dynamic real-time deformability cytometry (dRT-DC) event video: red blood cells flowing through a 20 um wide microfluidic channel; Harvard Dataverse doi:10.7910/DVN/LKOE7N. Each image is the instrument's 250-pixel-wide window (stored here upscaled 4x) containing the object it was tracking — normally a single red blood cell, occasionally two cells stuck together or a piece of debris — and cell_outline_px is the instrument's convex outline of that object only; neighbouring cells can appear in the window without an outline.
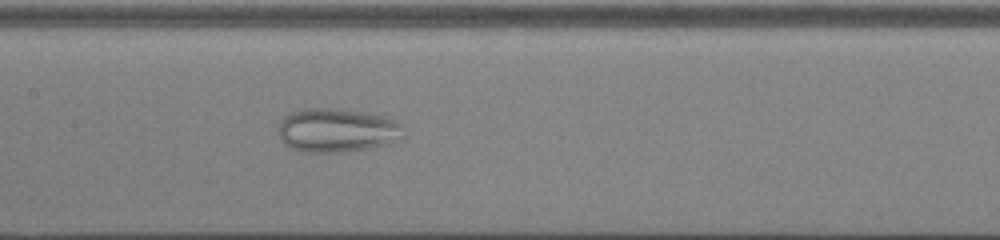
{"species": "common noctule bat (a hibernating species)", "species_latin": "Nyctalus noctula", "temperature_condition": "cold", "stored_images_in_passage": 53, "camera_frame_rate_fps": 3000, "um_per_image_px": 0.085, "animal": {"sex": "male", "body_mass_g": 13.0, "forearm_length_mm": 53.1}, "frame": {"image": 1, "passage_image": 27, "time_ms": 8.667, "image_size_px": [1000, 240], "cell_outline_px": [[404, 136], [400, 140], [388, 144], [372, 148], [344, 152], [308, 152], [292, 148], [284, 144], [280, 136], [280, 120], [284, 116], [292, 112], [304, 108], [328, 108], [364, 112], [384, 116], [400, 124], [404, 128]], "centroid_in_image_um": [28.68, 11.08], "position_along_channel_um": 178.7, "area_um2": 32.02}}
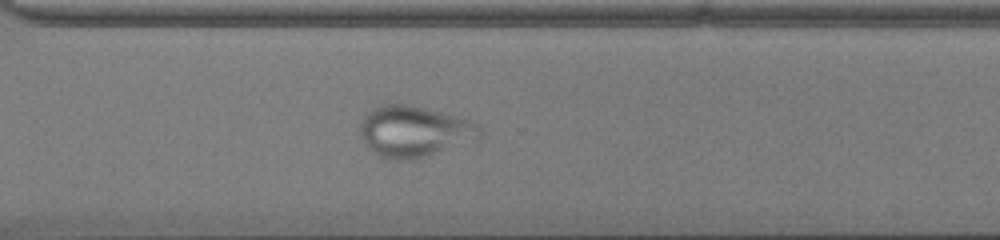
{"frame": {"image": 2, "passage_image": 39, "time_ms": 12.667, "image_size_px": [1000, 240], "cell_outline_px": [[480, 140], [428, 156], [408, 160], [392, 160], [380, 156], [372, 152], [368, 148], [360, 136], [360, 124], [364, 116], [372, 108], [384, 104], [404, 104], [440, 112], [472, 120], [480, 128]], "centroid_in_image_um": [35.22, 11.2], "position_along_channel_um": 335.4, "area_um2": 35.84}}
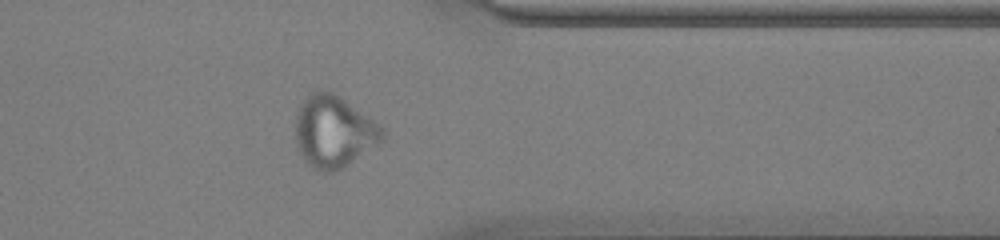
{"frame": {"image": 3, "passage_image": 43, "time_ms": 14.0, "image_size_px": [1000, 240], "cell_outline_px": [[384, 140], [340, 168], [332, 172], [320, 172], [312, 168], [304, 160], [296, 144], [296, 112], [300, 104], [312, 92], [332, 92], [380, 124], [384, 128]], "centroid_in_image_um": [28.35, 11.2], "position_along_channel_um": 383.0, "area_um2": 35.78}}